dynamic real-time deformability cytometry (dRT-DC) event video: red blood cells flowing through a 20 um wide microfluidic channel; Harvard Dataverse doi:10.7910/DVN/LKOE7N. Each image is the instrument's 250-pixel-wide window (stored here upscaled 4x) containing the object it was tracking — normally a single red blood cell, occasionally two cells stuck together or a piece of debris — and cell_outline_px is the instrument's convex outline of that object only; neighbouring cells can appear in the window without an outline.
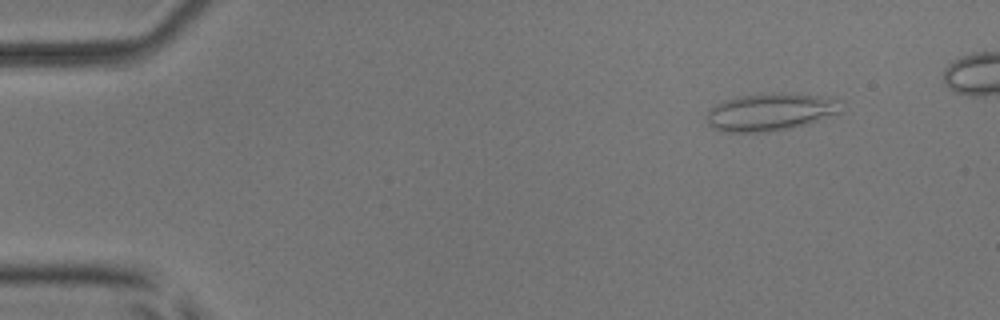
{"species": "common noctule bat (a hibernating species)", "species_latin": "Nyctalus noctula", "temperature_condition": "room temperature", "stored_images_in_passage": 46, "camera_frame_rate_fps": 3000, "um_per_image_px": 0.085, "animal": {"sex": "male", "body_mass_g": 17.9, "forearm_length_mm": 54.2}, "frame": {"image": 1, "passage_image": 2, "time_ms": 0.333, "image_size_px": [1000, 320], "cell_outline_px": [[840, 112], [808, 124], [788, 128], [764, 132], [724, 132], [712, 128], [708, 124], [708, 112], [716, 104], [724, 100], [740, 96], [772, 92], [792, 92], [816, 96], [836, 100]], "centroid_in_image_um": [65.42, 9.51], "position_along_channel_um": 19.6, "area_um2": 29.07}}
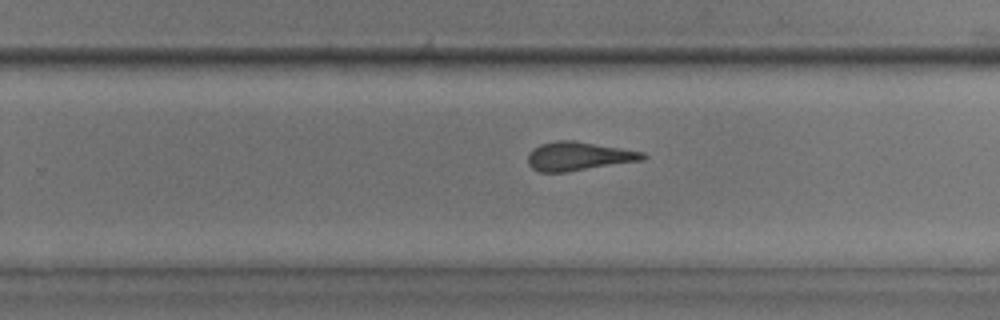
{"frame": {"image": 2, "passage_image": 30, "time_ms": 9.667, "image_size_px": [1000, 320], "cell_outline_px": [[648, 156], [644, 160], [564, 172], [540, 172], [532, 168], [528, 164], [528, 152], [532, 148], [540, 144], [556, 140], [576, 140], [644, 152]], "centroid_in_image_um": [49.16, 13.26], "position_along_channel_um": 280.6, "area_um2": 19.36}}
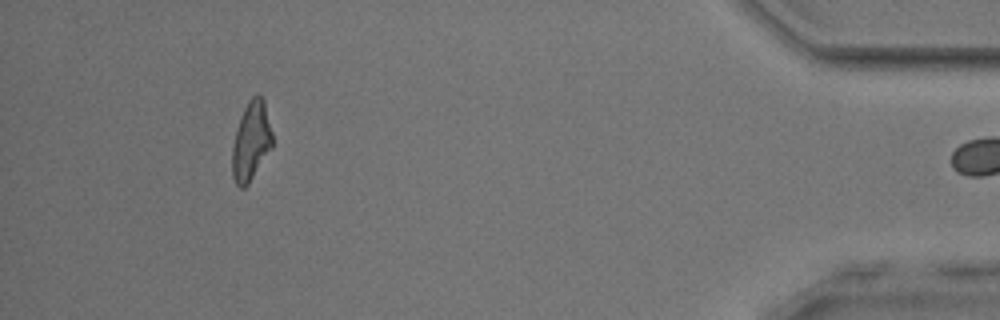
{"frame": {"image": 3, "passage_image": 45, "time_ms": 14.667, "image_size_px": [1000, 320], "cell_outline_px": [[272, 148], [248, 184], [244, 188], [240, 188], [236, 184], [232, 176], [232, 148], [236, 128], [240, 116], [248, 100], [252, 96], [260, 96], [264, 100], [272, 132]], "centroid_in_image_um": [21.33, 12.01], "position_along_channel_um": 413.9, "area_um2": 18.5}}